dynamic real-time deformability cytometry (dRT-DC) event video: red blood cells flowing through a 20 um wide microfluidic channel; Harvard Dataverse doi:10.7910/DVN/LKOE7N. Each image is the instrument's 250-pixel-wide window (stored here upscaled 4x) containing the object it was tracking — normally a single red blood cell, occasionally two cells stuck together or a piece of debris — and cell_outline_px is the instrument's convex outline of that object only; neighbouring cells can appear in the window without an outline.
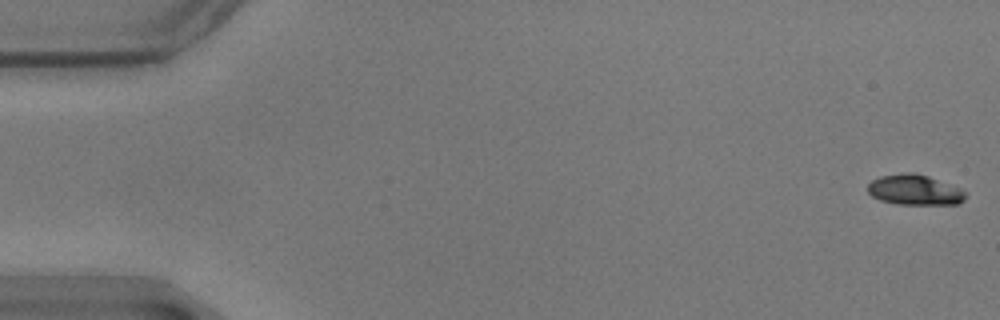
{"species": "common noctule bat (a hibernating species)", "species_latin": "Nyctalus noctula", "temperature_condition": "warm", "stored_images_in_passage": 58, "camera_frame_rate_fps": 3000, "um_per_image_px": 0.085, "animal": {"sex": "male", "body_mass_g": 17.9}, "frame": {"image": 1, "passage_image": 1, "time_ms": 0.0, "image_size_px": [1000, 320], "cell_outline_px": [[964, 200], [960, 204], [896, 204], [880, 200], [872, 196], [868, 192], [868, 184], [872, 180], [880, 176], [908, 172], [912, 172], [928, 176], [960, 188], [964, 192]], "centroid_in_image_um": [77.72, 16.14], "position_along_channel_um": 7.3, "area_um2": 17.17}}
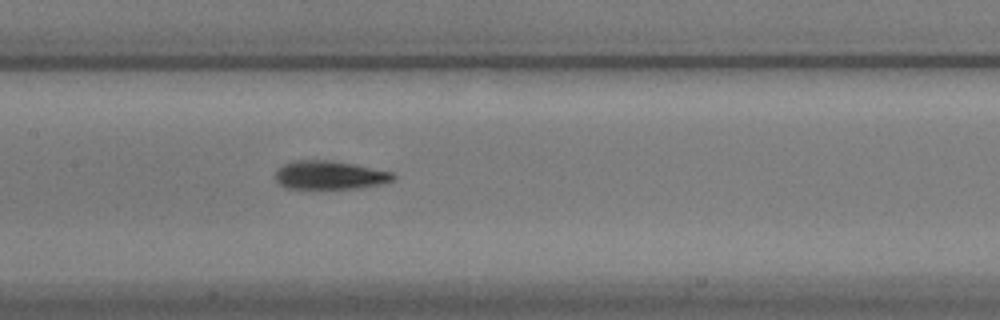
{"frame": {"image": 2, "passage_image": 28, "time_ms": 9.0, "image_size_px": [1000, 320], "cell_outline_px": [[396, 180], [384, 184], [364, 188], [284, 188], [276, 180], [276, 168], [292, 160], [332, 160], [356, 164], [396, 172]], "centroid_in_image_um": [28.11, 14.87], "position_along_channel_um": 179.3, "area_um2": 20.11}}
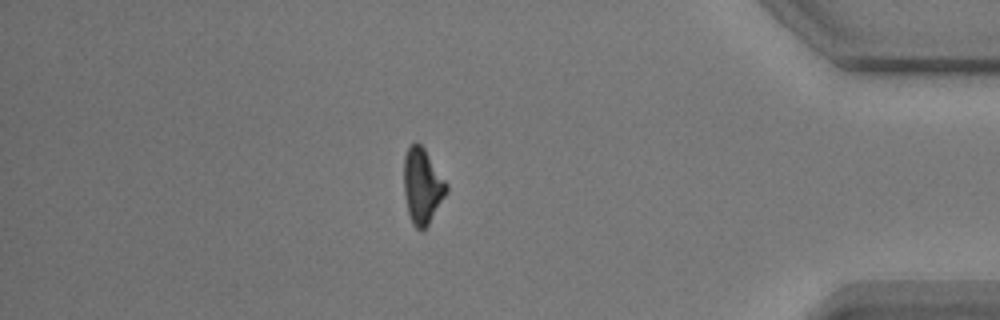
{"frame": {"image": 3, "passage_image": 50, "time_ms": 16.333, "image_size_px": [1000, 320], "cell_outline_px": [[448, 188], [444, 196], [428, 224], [420, 232], [412, 224], [408, 212], [404, 192], [404, 156], [408, 148], [416, 140], [424, 148], [448, 184]], "centroid_in_image_um": [35.88, 15.79], "position_along_channel_um": 399.3, "area_um2": 18.5}, "authors_computed_cell_mechanics": {"area_um2": 18.9584, "velocity_mm_per_s": 3.4993, "shape_relaxation_time_tau1_ms": 3.0831, "shape_relaxation_time_tau2_ms": 5.5074, "deformation_change_tau1": 0.1424, "deformation_change_tau2": 0.1195}}